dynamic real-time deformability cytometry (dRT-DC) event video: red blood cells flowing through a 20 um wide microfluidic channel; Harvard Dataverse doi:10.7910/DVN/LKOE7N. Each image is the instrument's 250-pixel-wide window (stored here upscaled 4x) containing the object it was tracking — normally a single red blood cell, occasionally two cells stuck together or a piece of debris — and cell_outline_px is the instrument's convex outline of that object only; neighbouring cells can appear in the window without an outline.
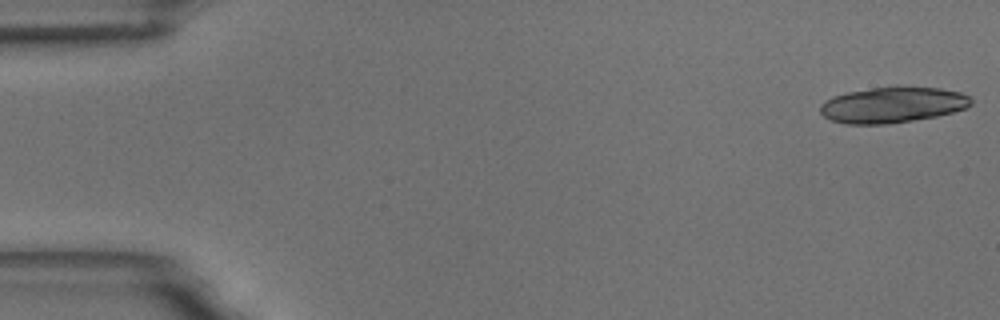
{"species": "common noctule bat (a hibernating species)", "species_latin": "Nyctalus noctula", "temperature_condition": "room temperature", "stored_images_in_passage": 19, "camera_frame_rate_fps": 3000, "um_per_image_px": 0.085, "animal": {"sex": "male", "body_mass_g": 18.8}, "frame": {"image": 1, "passage_image": 1, "time_ms": 0.0, "image_size_px": [1000, 320], "cell_outline_px": [[972, 104], [964, 108], [952, 112], [936, 116], [912, 120], [884, 124], [844, 124], [832, 120], [824, 116], [820, 112], [820, 104], [824, 100], [832, 96], [848, 92], [896, 84], [940, 88], [960, 92], [968, 96], [972, 100]], "centroid_in_image_um": [75.85, 8.88], "position_along_channel_um": 9.2, "area_um2": 31.91}}